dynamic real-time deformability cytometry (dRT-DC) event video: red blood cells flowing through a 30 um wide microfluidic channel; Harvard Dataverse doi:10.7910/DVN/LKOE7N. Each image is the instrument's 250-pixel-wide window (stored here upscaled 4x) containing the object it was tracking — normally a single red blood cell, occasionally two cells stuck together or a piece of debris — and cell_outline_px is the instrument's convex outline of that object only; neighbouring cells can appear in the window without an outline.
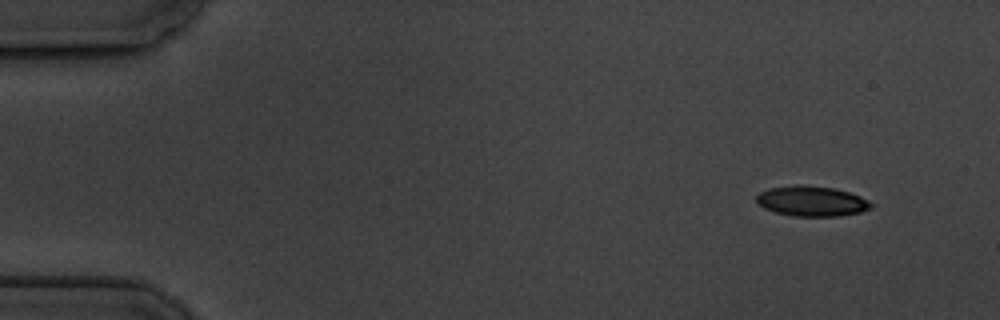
{"species": "common noctule bat (a hibernating species)", "species_latin": "Nyctalus noctula", "temperature_condition": "cold", "stored_images_in_passage": 7, "camera_frame_rate_fps": 3000, "um_per_image_px": 0.085, "animal": {"sex": "male", "body_mass_g": 19.5, "forearm_length_mm": 54.6}, "frame": {"image": 1, "passage_image": 1, "time_ms": 0.0, "image_size_px": [1000, 320], "cell_outline_px": [[872, 208], [860, 212], [840, 216], [792, 216], [776, 212], [764, 208], [756, 204], [756, 196], [760, 192], [768, 188], [800, 184], [836, 188], [860, 196], [868, 200], [872, 204]], "centroid_in_image_um": [68.97, 17.09], "position_along_channel_um": 16.0, "area_um2": 20.35}}
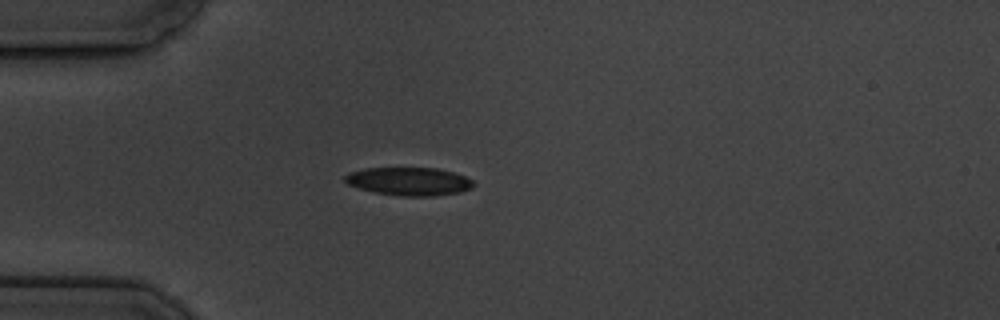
{"frame": {"image": 2, "passage_image": 4, "time_ms": 3.667, "image_size_px": [1000, 320], "cell_outline_px": [[476, 184], [472, 188], [460, 192], [436, 196], [400, 196], [376, 192], [360, 188], [348, 184], [344, 180], [344, 176], [348, 172], [364, 168], [436, 168], [452, 172], [464, 176], [472, 180]], "centroid_in_image_um": [34.78, 15.41], "position_along_channel_um": 50.2, "area_um2": 21.1}}
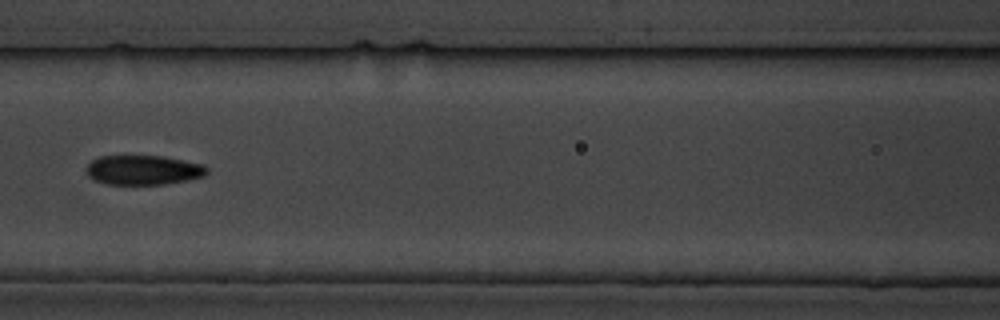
{"frame": {"image": 3, "passage_image": 7, "time_ms": 7.0, "image_size_px": [1000, 320], "cell_outline_px": [[208, 172], [204, 176], [188, 180], [164, 184], [108, 184], [92, 180], [84, 172], [84, 168], [92, 160], [100, 156], [164, 156], [204, 164], [208, 168]], "centroid_in_image_um": [12.16, 14.45], "position_along_channel_um": 154.4, "area_um2": 21.04}}